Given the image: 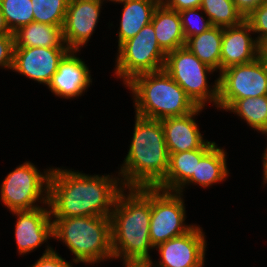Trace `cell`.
<instances>
[{
    "mask_svg": "<svg viewBox=\"0 0 267 267\" xmlns=\"http://www.w3.org/2000/svg\"><path fill=\"white\" fill-rule=\"evenodd\" d=\"M219 74L217 109L227 110L238 99L267 95V71L259 57L227 67Z\"/></svg>",
    "mask_w": 267,
    "mask_h": 267,
    "instance_id": "obj_10",
    "label": "cell"
},
{
    "mask_svg": "<svg viewBox=\"0 0 267 267\" xmlns=\"http://www.w3.org/2000/svg\"><path fill=\"white\" fill-rule=\"evenodd\" d=\"M237 10L244 18L248 17L255 9L267 0H233Z\"/></svg>",
    "mask_w": 267,
    "mask_h": 267,
    "instance_id": "obj_33",
    "label": "cell"
},
{
    "mask_svg": "<svg viewBox=\"0 0 267 267\" xmlns=\"http://www.w3.org/2000/svg\"><path fill=\"white\" fill-rule=\"evenodd\" d=\"M0 9L12 33L34 22L31 0H0Z\"/></svg>",
    "mask_w": 267,
    "mask_h": 267,
    "instance_id": "obj_26",
    "label": "cell"
},
{
    "mask_svg": "<svg viewBox=\"0 0 267 267\" xmlns=\"http://www.w3.org/2000/svg\"><path fill=\"white\" fill-rule=\"evenodd\" d=\"M77 52L79 51L70 50L64 56L48 85L50 91L58 97L73 99L82 96L92 84L90 70L87 64L76 56Z\"/></svg>",
    "mask_w": 267,
    "mask_h": 267,
    "instance_id": "obj_17",
    "label": "cell"
},
{
    "mask_svg": "<svg viewBox=\"0 0 267 267\" xmlns=\"http://www.w3.org/2000/svg\"><path fill=\"white\" fill-rule=\"evenodd\" d=\"M200 226H195L184 235L159 244L160 259L148 267H203L206 254V237ZM154 264V265H153Z\"/></svg>",
    "mask_w": 267,
    "mask_h": 267,
    "instance_id": "obj_11",
    "label": "cell"
},
{
    "mask_svg": "<svg viewBox=\"0 0 267 267\" xmlns=\"http://www.w3.org/2000/svg\"><path fill=\"white\" fill-rule=\"evenodd\" d=\"M202 9L190 8L179 11L185 39L199 35L212 27L210 19L200 15ZM194 18L197 20H194ZM194 20V21H193Z\"/></svg>",
    "mask_w": 267,
    "mask_h": 267,
    "instance_id": "obj_28",
    "label": "cell"
},
{
    "mask_svg": "<svg viewBox=\"0 0 267 267\" xmlns=\"http://www.w3.org/2000/svg\"><path fill=\"white\" fill-rule=\"evenodd\" d=\"M44 252L42 256L29 267H72L70 262L65 261L52 247L47 245Z\"/></svg>",
    "mask_w": 267,
    "mask_h": 267,
    "instance_id": "obj_30",
    "label": "cell"
},
{
    "mask_svg": "<svg viewBox=\"0 0 267 267\" xmlns=\"http://www.w3.org/2000/svg\"><path fill=\"white\" fill-rule=\"evenodd\" d=\"M204 108L197 107L184 116L167 117L161 120L169 153H179L194 149H211L216 143L203 139L196 124L195 116ZM194 118V119H193Z\"/></svg>",
    "mask_w": 267,
    "mask_h": 267,
    "instance_id": "obj_15",
    "label": "cell"
},
{
    "mask_svg": "<svg viewBox=\"0 0 267 267\" xmlns=\"http://www.w3.org/2000/svg\"><path fill=\"white\" fill-rule=\"evenodd\" d=\"M102 0H69L62 26L65 44L70 50L80 51L95 31Z\"/></svg>",
    "mask_w": 267,
    "mask_h": 267,
    "instance_id": "obj_13",
    "label": "cell"
},
{
    "mask_svg": "<svg viewBox=\"0 0 267 267\" xmlns=\"http://www.w3.org/2000/svg\"><path fill=\"white\" fill-rule=\"evenodd\" d=\"M125 188L119 193L112 213L111 239L114 259L123 264H146L154 249L149 237L151 221V187Z\"/></svg>",
    "mask_w": 267,
    "mask_h": 267,
    "instance_id": "obj_2",
    "label": "cell"
},
{
    "mask_svg": "<svg viewBox=\"0 0 267 267\" xmlns=\"http://www.w3.org/2000/svg\"><path fill=\"white\" fill-rule=\"evenodd\" d=\"M34 22L63 26L69 0H31Z\"/></svg>",
    "mask_w": 267,
    "mask_h": 267,
    "instance_id": "obj_27",
    "label": "cell"
},
{
    "mask_svg": "<svg viewBox=\"0 0 267 267\" xmlns=\"http://www.w3.org/2000/svg\"><path fill=\"white\" fill-rule=\"evenodd\" d=\"M209 150L194 149L179 153H169L167 174L156 188L164 191L177 192L192 177L197 163Z\"/></svg>",
    "mask_w": 267,
    "mask_h": 267,
    "instance_id": "obj_19",
    "label": "cell"
},
{
    "mask_svg": "<svg viewBox=\"0 0 267 267\" xmlns=\"http://www.w3.org/2000/svg\"><path fill=\"white\" fill-rule=\"evenodd\" d=\"M124 267H148L146 264H132V263H125Z\"/></svg>",
    "mask_w": 267,
    "mask_h": 267,
    "instance_id": "obj_37",
    "label": "cell"
},
{
    "mask_svg": "<svg viewBox=\"0 0 267 267\" xmlns=\"http://www.w3.org/2000/svg\"><path fill=\"white\" fill-rule=\"evenodd\" d=\"M151 22L157 42L166 54L185 47L186 39L178 11L160 2L154 10Z\"/></svg>",
    "mask_w": 267,
    "mask_h": 267,
    "instance_id": "obj_18",
    "label": "cell"
},
{
    "mask_svg": "<svg viewBox=\"0 0 267 267\" xmlns=\"http://www.w3.org/2000/svg\"><path fill=\"white\" fill-rule=\"evenodd\" d=\"M200 8L212 26L225 28L239 25L245 20L233 0H202Z\"/></svg>",
    "mask_w": 267,
    "mask_h": 267,
    "instance_id": "obj_25",
    "label": "cell"
},
{
    "mask_svg": "<svg viewBox=\"0 0 267 267\" xmlns=\"http://www.w3.org/2000/svg\"><path fill=\"white\" fill-rule=\"evenodd\" d=\"M161 0H127L122 2L118 34V48L127 40L133 38L145 25L152 20L154 10Z\"/></svg>",
    "mask_w": 267,
    "mask_h": 267,
    "instance_id": "obj_20",
    "label": "cell"
},
{
    "mask_svg": "<svg viewBox=\"0 0 267 267\" xmlns=\"http://www.w3.org/2000/svg\"><path fill=\"white\" fill-rule=\"evenodd\" d=\"M253 30L244 20L236 26L223 28L220 72L233 65L247 64L259 57L261 44L251 37Z\"/></svg>",
    "mask_w": 267,
    "mask_h": 267,
    "instance_id": "obj_16",
    "label": "cell"
},
{
    "mask_svg": "<svg viewBox=\"0 0 267 267\" xmlns=\"http://www.w3.org/2000/svg\"><path fill=\"white\" fill-rule=\"evenodd\" d=\"M133 131L128 154L118 172L121 183L126 189L156 187L167 174L170 157L161 120L135 115Z\"/></svg>",
    "mask_w": 267,
    "mask_h": 267,
    "instance_id": "obj_3",
    "label": "cell"
},
{
    "mask_svg": "<svg viewBox=\"0 0 267 267\" xmlns=\"http://www.w3.org/2000/svg\"><path fill=\"white\" fill-rule=\"evenodd\" d=\"M14 35L0 36V66L12 70L14 57Z\"/></svg>",
    "mask_w": 267,
    "mask_h": 267,
    "instance_id": "obj_31",
    "label": "cell"
},
{
    "mask_svg": "<svg viewBox=\"0 0 267 267\" xmlns=\"http://www.w3.org/2000/svg\"><path fill=\"white\" fill-rule=\"evenodd\" d=\"M48 208L38 207L32 210L12 211L17 216L15 224V240L17 252L24 255L44 244L53 237L52 218Z\"/></svg>",
    "mask_w": 267,
    "mask_h": 267,
    "instance_id": "obj_14",
    "label": "cell"
},
{
    "mask_svg": "<svg viewBox=\"0 0 267 267\" xmlns=\"http://www.w3.org/2000/svg\"><path fill=\"white\" fill-rule=\"evenodd\" d=\"M259 58L263 62L267 71V50L261 45L259 49Z\"/></svg>",
    "mask_w": 267,
    "mask_h": 267,
    "instance_id": "obj_35",
    "label": "cell"
},
{
    "mask_svg": "<svg viewBox=\"0 0 267 267\" xmlns=\"http://www.w3.org/2000/svg\"><path fill=\"white\" fill-rule=\"evenodd\" d=\"M123 189L120 178L109 174L92 176L53 167L48 193L51 218L110 217L115 201Z\"/></svg>",
    "mask_w": 267,
    "mask_h": 267,
    "instance_id": "obj_1",
    "label": "cell"
},
{
    "mask_svg": "<svg viewBox=\"0 0 267 267\" xmlns=\"http://www.w3.org/2000/svg\"><path fill=\"white\" fill-rule=\"evenodd\" d=\"M223 27L212 26L203 33L186 40L185 47L197 56L201 62L207 64L220 73L221 44Z\"/></svg>",
    "mask_w": 267,
    "mask_h": 267,
    "instance_id": "obj_23",
    "label": "cell"
},
{
    "mask_svg": "<svg viewBox=\"0 0 267 267\" xmlns=\"http://www.w3.org/2000/svg\"><path fill=\"white\" fill-rule=\"evenodd\" d=\"M267 50V40L261 44Z\"/></svg>",
    "mask_w": 267,
    "mask_h": 267,
    "instance_id": "obj_40",
    "label": "cell"
},
{
    "mask_svg": "<svg viewBox=\"0 0 267 267\" xmlns=\"http://www.w3.org/2000/svg\"><path fill=\"white\" fill-rule=\"evenodd\" d=\"M135 107V115L152 120L184 116L197 106L186 92L165 72L143 73L126 84Z\"/></svg>",
    "mask_w": 267,
    "mask_h": 267,
    "instance_id": "obj_4",
    "label": "cell"
},
{
    "mask_svg": "<svg viewBox=\"0 0 267 267\" xmlns=\"http://www.w3.org/2000/svg\"><path fill=\"white\" fill-rule=\"evenodd\" d=\"M164 70L186 92L197 107L204 108L208 101L217 107L219 78L215 80L213 87L208 86L207 83V75L215 70L201 62L186 47L166 54Z\"/></svg>",
    "mask_w": 267,
    "mask_h": 267,
    "instance_id": "obj_6",
    "label": "cell"
},
{
    "mask_svg": "<svg viewBox=\"0 0 267 267\" xmlns=\"http://www.w3.org/2000/svg\"><path fill=\"white\" fill-rule=\"evenodd\" d=\"M69 51L68 47H14L12 71L48 86Z\"/></svg>",
    "mask_w": 267,
    "mask_h": 267,
    "instance_id": "obj_12",
    "label": "cell"
},
{
    "mask_svg": "<svg viewBox=\"0 0 267 267\" xmlns=\"http://www.w3.org/2000/svg\"><path fill=\"white\" fill-rule=\"evenodd\" d=\"M261 134H265L267 135V132H262ZM263 160H262V166H263V173L267 170V147L264 150L263 156H262Z\"/></svg>",
    "mask_w": 267,
    "mask_h": 267,
    "instance_id": "obj_36",
    "label": "cell"
},
{
    "mask_svg": "<svg viewBox=\"0 0 267 267\" xmlns=\"http://www.w3.org/2000/svg\"><path fill=\"white\" fill-rule=\"evenodd\" d=\"M51 169H46L47 171L41 173L29 161L16 167L5 177L0 186V199L3 204L11 212L41 207L36 203L37 201L48 205Z\"/></svg>",
    "mask_w": 267,
    "mask_h": 267,
    "instance_id": "obj_8",
    "label": "cell"
},
{
    "mask_svg": "<svg viewBox=\"0 0 267 267\" xmlns=\"http://www.w3.org/2000/svg\"><path fill=\"white\" fill-rule=\"evenodd\" d=\"M161 2L166 7L179 12L184 9L200 7L202 0H161Z\"/></svg>",
    "mask_w": 267,
    "mask_h": 267,
    "instance_id": "obj_32",
    "label": "cell"
},
{
    "mask_svg": "<svg viewBox=\"0 0 267 267\" xmlns=\"http://www.w3.org/2000/svg\"><path fill=\"white\" fill-rule=\"evenodd\" d=\"M263 184H267V170L263 173Z\"/></svg>",
    "mask_w": 267,
    "mask_h": 267,
    "instance_id": "obj_38",
    "label": "cell"
},
{
    "mask_svg": "<svg viewBox=\"0 0 267 267\" xmlns=\"http://www.w3.org/2000/svg\"><path fill=\"white\" fill-rule=\"evenodd\" d=\"M13 34L15 47H67L62 26L31 22Z\"/></svg>",
    "mask_w": 267,
    "mask_h": 267,
    "instance_id": "obj_22",
    "label": "cell"
},
{
    "mask_svg": "<svg viewBox=\"0 0 267 267\" xmlns=\"http://www.w3.org/2000/svg\"><path fill=\"white\" fill-rule=\"evenodd\" d=\"M115 75L124 85L135 76L164 69L166 53L160 48L152 22L125 41L117 53Z\"/></svg>",
    "mask_w": 267,
    "mask_h": 267,
    "instance_id": "obj_7",
    "label": "cell"
},
{
    "mask_svg": "<svg viewBox=\"0 0 267 267\" xmlns=\"http://www.w3.org/2000/svg\"><path fill=\"white\" fill-rule=\"evenodd\" d=\"M54 239L60 240L74 254V263L95 264L113 260L111 220L104 216L55 218Z\"/></svg>",
    "mask_w": 267,
    "mask_h": 267,
    "instance_id": "obj_5",
    "label": "cell"
},
{
    "mask_svg": "<svg viewBox=\"0 0 267 267\" xmlns=\"http://www.w3.org/2000/svg\"><path fill=\"white\" fill-rule=\"evenodd\" d=\"M226 111L237 116L258 132H267V95L236 100Z\"/></svg>",
    "mask_w": 267,
    "mask_h": 267,
    "instance_id": "obj_24",
    "label": "cell"
},
{
    "mask_svg": "<svg viewBox=\"0 0 267 267\" xmlns=\"http://www.w3.org/2000/svg\"><path fill=\"white\" fill-rule=\"evenodd\" d=\"M245 20L250 24L253 34H259L255 39L260 44L267 40V1L255 9Z\"/></svg>",
    "mask_w": 267,
    "mask_h": 267,
    "instance_id": "obj_29",
    "label": "cell"
},
{
    "mask_svg": "<svg viewBox=\"0 0 267 267\" xmlns=\"http://www.w3.org/2000/svg\"><path fill=\"white\" fill-rule=\"evenodd\" d=\"M2 35H14L10 29L9 26L6 23L5 17L2 14V11L0 9V36Z\"/></svg>",
    "mask_w": 267,
    "mask_h": 267,
    "instance_id": "obj_34",
    "label": "cell"
},
{
    "mask_svg": "<svg viewBox=\"0 0 267 267\" xmlns=\"http://www.w3.org/2000/svg\"><path fill=\"white\" fill-rule=\"evenodd\" d=\"M102 1H105V0H102ZM107 1L116 2V3H122V2H125L127 0H107Z\"/></svg>",
    "mask_w": 267,
    "mask_h": 267,
    "instance_id": "obj_39",
    "label": "cell"
},
{
    "mask_svg": "<svg viewBox=\"0 0 267 267\" xmlns=\"http://www.w3.org/2000/svg\"><path fill=\"white\" fill-rule=\"evenodd\" d=\"M183 194L151 187V221L149 237L155 248L172 238L184 235L195 225L185 224Z\"/></svg>",
    "mask_w": 267,
    "mask_h": 267,
    "instance_id": "obj_9",
    "label": "cell"
},
{
    "mask_svg": "<svg viewBox=\"0 0 267 267\" xmlns=\"http://www.w3.org/2000/svg\"><path fill=\"white\" fill-rule=\"evenodd\" d=\"M226 152L215 144L197 163L192 177L177 191L182 194L185 186L198 184L199 186L210 187L213 184L225 181L229 174L227 169Z\"/></svg>",
    "mask_w": 267,
    "mask_h": 267,
    "instance_id": "obj_21",
    "label": "cell"
}]
</instances>
